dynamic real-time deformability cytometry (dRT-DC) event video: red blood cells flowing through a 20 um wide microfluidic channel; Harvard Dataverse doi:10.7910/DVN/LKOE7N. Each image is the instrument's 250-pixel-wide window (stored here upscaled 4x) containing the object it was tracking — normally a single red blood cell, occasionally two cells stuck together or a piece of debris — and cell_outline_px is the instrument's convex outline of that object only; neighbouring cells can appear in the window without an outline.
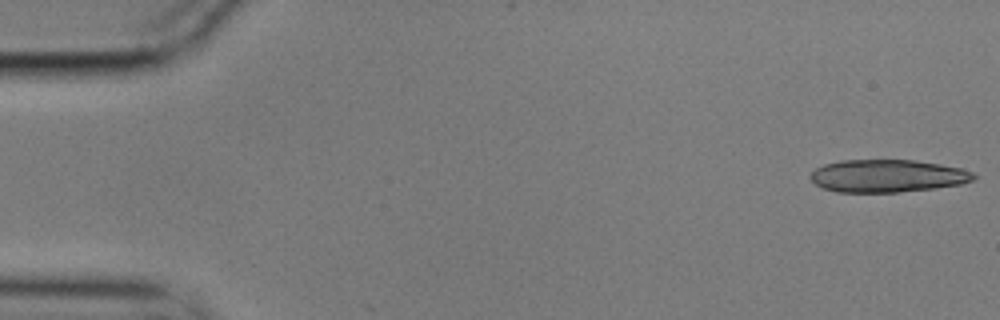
{"species": "common noctule bat (a hibernating species)", "species_latin": "Nyctalus noctula", "temperature_condition": "cold", "stored_images_in_passage": 18, "camera_frame_rate_fps": 3000, "um_per_image_px": 0.085, "animal": {"sex": "male", "body_mass_g": 17.9}, "frame": {"image": 1, "passage_image": 1, "time_ms": 0.0, "image_size_px": [1000, 320], "cell_outline_px": [[976, 176], [972, 180], [960, 184], [936, 188], [896, 192], [836, 192], [824, 188], [816, 184], [808, 176], [816, 168], [824, 164], [840, 160], [916, 160], [940, 164], [960, 168], [972, 172]], "centroid_in_image_um": [75.41, 14.95], "position_along_channel_um": 9.6, "area_um2": 30.98}}